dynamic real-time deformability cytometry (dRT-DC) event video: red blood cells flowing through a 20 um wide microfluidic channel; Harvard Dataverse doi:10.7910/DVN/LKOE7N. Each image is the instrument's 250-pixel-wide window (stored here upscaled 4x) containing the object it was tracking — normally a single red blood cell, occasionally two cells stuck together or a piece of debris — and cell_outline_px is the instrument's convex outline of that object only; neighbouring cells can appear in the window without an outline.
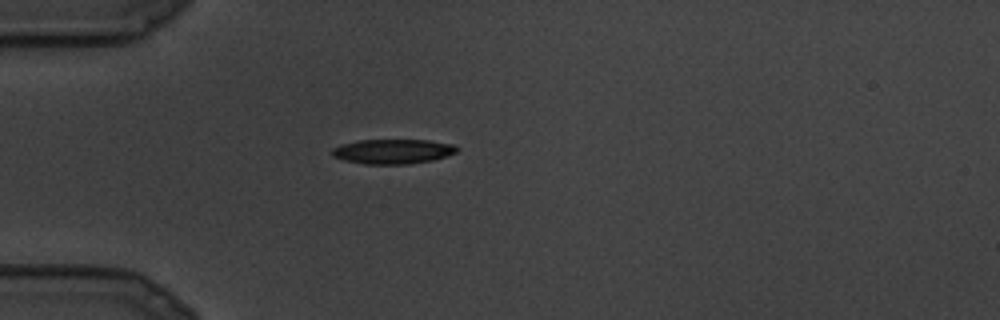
{"species": "common noctule bat (a hibernating species)", "species_latin": "Nyctalus noctula", "temperature_condition": "cold", "stored_images_in_passage": 20, "camera_frame_rate_fps": 3000, "um_per_image_px": 0.085, "animal": {"sex": "male", "body_mass_g": 19.5, "forearm_length_mm": 54.6}, "frame": {"image": 1, "passage_image": 1, "time_ms": 0.0, "image_size_px": [1000, 320], "cell_outline_px": [[460, 148], [456, 152], [432, 160], [408, 164], [364, 164], [344, 160], [332, 156], [332, 148], [340, 144], [356, 140], [428, 140], [456, 144]], "centroid_in_image_um": [33.38, 12.86], "position_along_channel_um": 51.6, "area_um2": 18.09}}
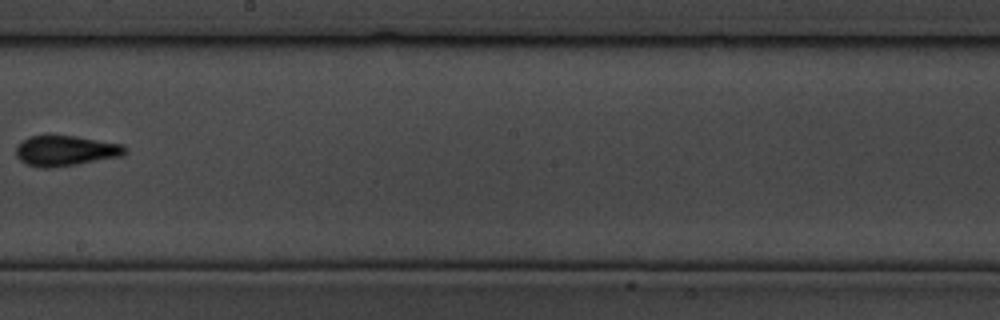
{"frame": {"image": 2, "passage_image": 9, "time_ms": 2.667, "image_size_px": [1000, 320], "cell_outline_px": [[128, 152], [124, 156], [76, 164], [48, 168], [40, 168], [28, 164], [20, 160], [16, 156], [16, 148], [24, 140], [32, 136], [72, 136], [124, 144], [128, 148]], "centroid_in_image_um": [5.64, 12.82], "position_along_channel_um": 242.6, "area_um2": 19.13}}
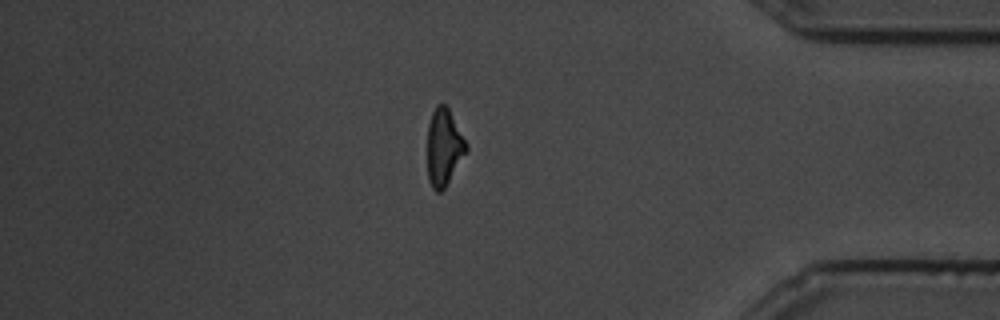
{"frame": {"image": 3, "passage_image": 16, "time_ms": 5.0, "image_size_px": [1000, 320], "cell_outline_px": [[468, 148], [444, 188], [440, 192], [436, 192], [432, 188], [428, 180], [428, 124], [432, 112], [436, 104], [444, 104], [448, 108], [468, 144]], "centroid_in_image_um": [37.72, 12.5], "position_along_channel_um": 397.5, "area_um2": 17.17}}